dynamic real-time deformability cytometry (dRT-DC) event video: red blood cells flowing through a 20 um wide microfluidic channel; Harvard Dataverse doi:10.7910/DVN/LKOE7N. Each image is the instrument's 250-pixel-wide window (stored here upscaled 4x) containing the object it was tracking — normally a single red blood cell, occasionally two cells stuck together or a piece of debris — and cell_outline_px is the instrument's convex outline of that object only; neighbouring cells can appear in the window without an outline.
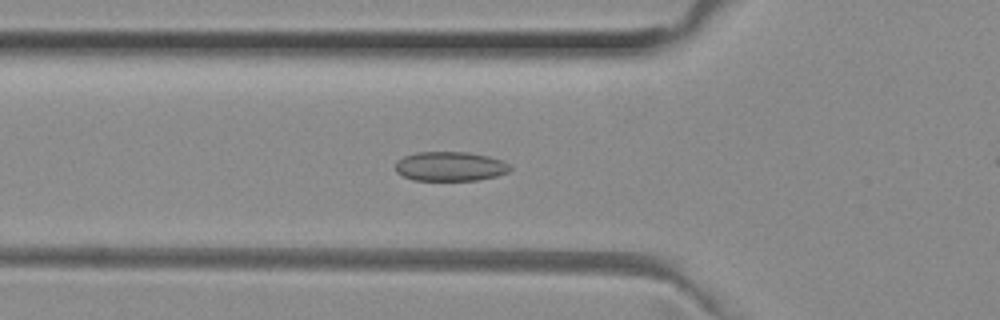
{"species": "common noctule bat (a hibernating species)", "species_latin": "Nyctalus noctula", "temperature_condition": "room temperature", "stored_images_in_passage": 50, "camera_frame_rate_fps": 3000, "um_per_image_px": 0.085, "animal": {"sex": "female", "body_mass_g": 29.2, "forearm_length_mm": 56.3}, "frame": {"image": 1, "passage_image": 18, "time_ms": 5.667, "image_size_px": [1000, 320], "cell_outline_px": [[512, 168], [508, 172], [496, 176], [480, 180], [412, 180], [396, 172], [396, 160], [404, 156], [416, 152], [468, 152], [488, 156], [500, 160], [508, 164]], "centroid_in_image_um": [38.25, 14.14], "position_along_channel_um": 87.6, "area_um2": 19.65}}
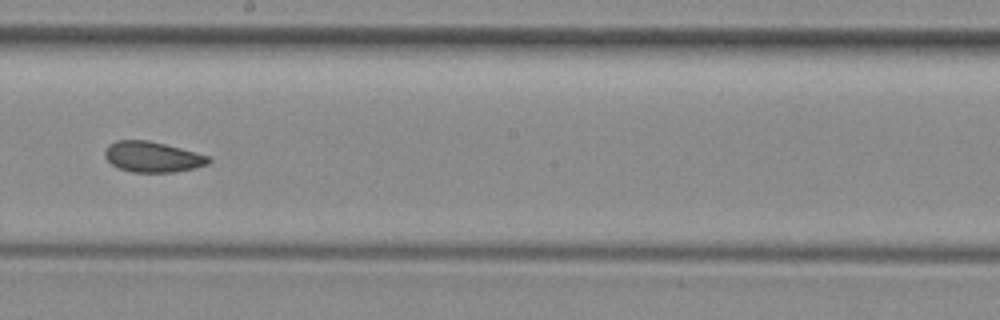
{"frame": {"image": 2, "passage_image": 29, "time_ms": 9.333, "image_size_px": [1000, 320], "cell_outline_px": [[212, 160], [208, 164], [196, 168], [172, 172], [132, 172], [120, 168], [112, 164], [104, 156], [104, 152], [108, 144], [116, 140], [148, 140], [196, 152], [208, 156]], "centroid_in_image_um": [12.96, 13.33], "position_along_channel_um": 235.2, "area_um2": 18.44}}
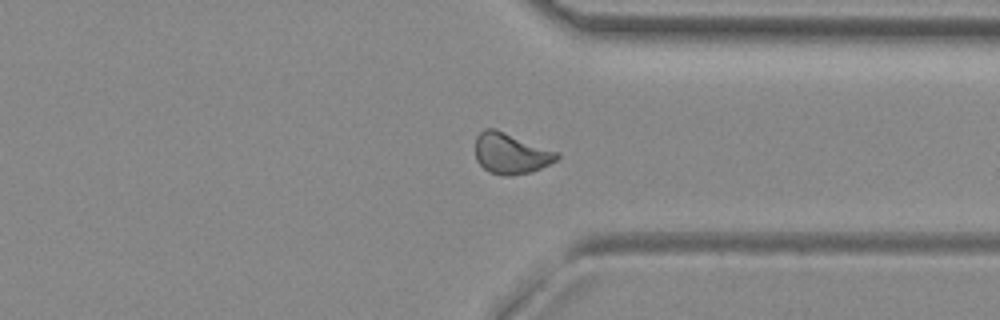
{"frame": {"image": 3, "passage_image": 39, "time_ms": 12.667, "image_size_px": [1000, 320], "cell_outline_px": [[560, 156], [556, 160], [532, 172], [512, 176], [504, 176], [488, 172], [476, 160], [476, 136], [484, 128], [496, 128], [556, 152]], "centroid_in_image_um": [43.37, 13.05], "position_along_channel_um": 368.0, "area_um2": 19.31}}